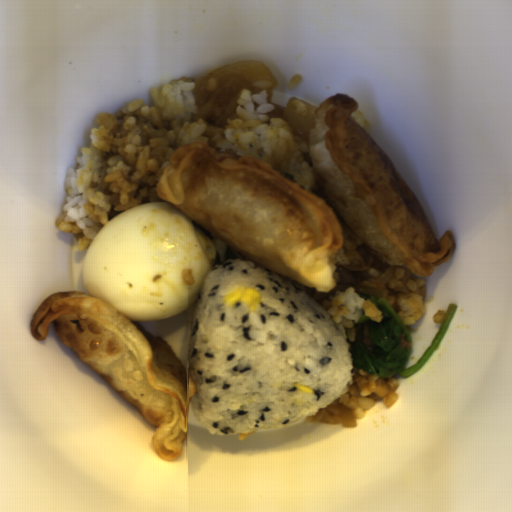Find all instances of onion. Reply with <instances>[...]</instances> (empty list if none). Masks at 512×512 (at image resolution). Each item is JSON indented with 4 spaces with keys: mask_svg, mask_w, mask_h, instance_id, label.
<instances>
[{
    "mask_svg": "<svg viewBox=\"0 0 512 512\" xmlns=\"http://www.w3.org/2000/svg\"><path fill=\"white\" fill-rule=\"evenodd\" d=\"M284 109L280 118L292 128L295 137L310 145L312 123L318 107L299 98H292L287 101Z\"/></svg>",
    "mask_w": 512,
    "mask_h": 512,
    "instance_id": "6bf65262",
    "label": "onion"
},
{
    "mask_svg": "<svg viewBox=\"0 0 512 512\" xmlns=\"http://www.w3.org/2000/svg\"><path fill=\"white\" fill-rule=\"evenodd\" d=\"M232 77L243 78L252 85L260 80L268 81L271 86L267 91V103L272 102L273 91L277 87L278 81L271 70L259 60H241L213 71L196 82L193 91L197 93L199 88L203 87L210 93L214 92Z\"/></svg>",
    "mask_w": 512,
    "mask_h": 512,
    "instance_id": "06740285",
    "label": "onion"
}]
</instances>
